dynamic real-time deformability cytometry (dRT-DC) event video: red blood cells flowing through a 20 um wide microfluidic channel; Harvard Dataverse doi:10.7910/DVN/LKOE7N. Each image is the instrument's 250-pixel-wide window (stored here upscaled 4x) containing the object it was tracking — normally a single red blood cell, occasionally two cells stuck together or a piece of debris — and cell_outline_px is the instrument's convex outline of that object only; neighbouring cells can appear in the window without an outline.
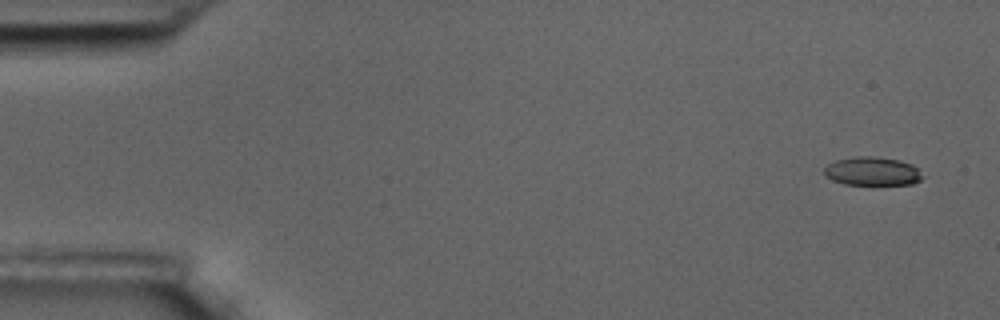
{"species": "common noctule bat (a hibernating species)", "species_latin": "Nyctalus noctula", "temperature_condition": "room temperature", "stored_images_in_passage": 5, "camera_frame_rate_fps": 3000, "um_per_image_px": 0.085, "animal": {"sex": "male", "body_mass_g": 17.5, "forearm_length_mm": 52.3}, "frame": {"image": 1, "passage_image": 1, "time_ms": 0.0, "image_size_px": [1000, 320], "cell_outline_px": [[924, 176], [920, 180], [912, 184], [844, 184], [832, 180], [824, 176], [824, 168], [828, 164], [836, 160], [852, 156], [872, 156], [896, 160], [912, 164]], "centroid_in_image_um": [74.11, 14.55], "position_along_channel_um": 10.9, "area_um2": 16.3}}
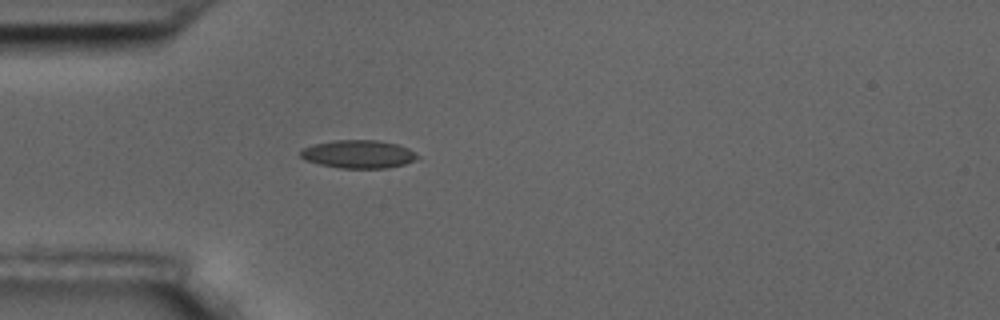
{"frame": {"image": 2, "passage_image": 5, "time_ms": 1.333, "image_size_px": [1000, 320], "cell_outline_px": [[420, 156], [404, 164], [388, 168], [340, 168], [320, 164], [304, 160], [300, 156], [300, 152], [304, 148], [312, 144], [332, 140], [380, 140], [396, 144], [408, 148]], "centroid_in_image_um": [30.43, 13.09], "position_along_channel_um": 54.6, "area_um2": 19.13}}